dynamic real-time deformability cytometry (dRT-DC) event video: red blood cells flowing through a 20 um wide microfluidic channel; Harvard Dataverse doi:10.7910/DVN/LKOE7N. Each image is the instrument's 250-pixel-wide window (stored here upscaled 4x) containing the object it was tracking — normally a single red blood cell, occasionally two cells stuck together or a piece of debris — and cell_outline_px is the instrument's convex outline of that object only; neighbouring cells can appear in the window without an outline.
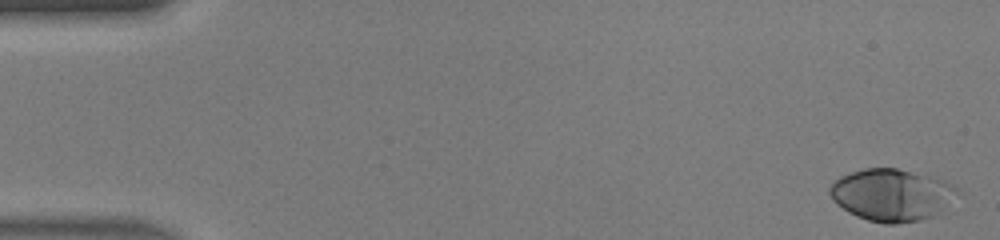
{"species": "human", "species_latin": "Homo sapiens", "temperature_condition": "warm", "stored_images_in_passage": 46, "camera_frame_rate_fps": 3000, "um_per_image_px": 0.085, "donor": {"sex": "male"}, "frame": {"image": 1, "passage_image": 1, "time_ms": 0.0, "image_size_px": [1000, 240], "cell_outline_px": [[960, 192], [932, 216], [920, 220], [896, 224], [884, 224], [868, 220], [856, 216], [848, 212], [836, 204], [832, 200], [828, 192], [828, 188], [840, 176], [864, 168], [896, 168], [928, 172], [960, 188]], "centroid_in_image_um": [75.8, 16.53], "position_along_channel_um": 9.2, "area_um2": 39.19}}
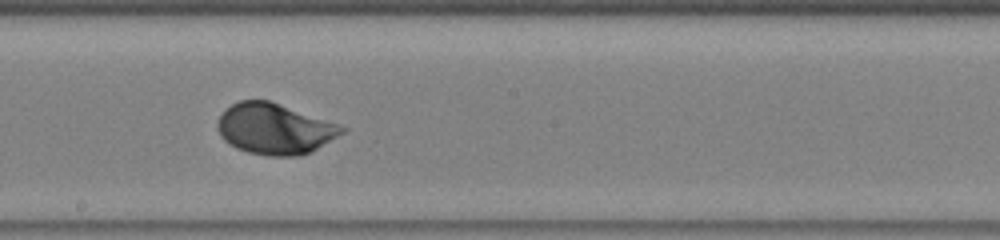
{"frame": {"image": 2, "passage_image": 26, "time_ms": 8.333, "image_size_px": [1000, 240], "cell_outline_px": [[348, 128], [344, 132], [312, 152], [300, 156], [268, 156], [248, 152], [236, 148], [224, 140], [220, 136], [216, 128], [216, 124], [220, 116], [232, 104], [240, 100], [268, 100], [340, 124]], "centroid_in_image_um": [23.35, 10.96], "position_along_channel_um": 224.8, "area_um2": 36.88}}
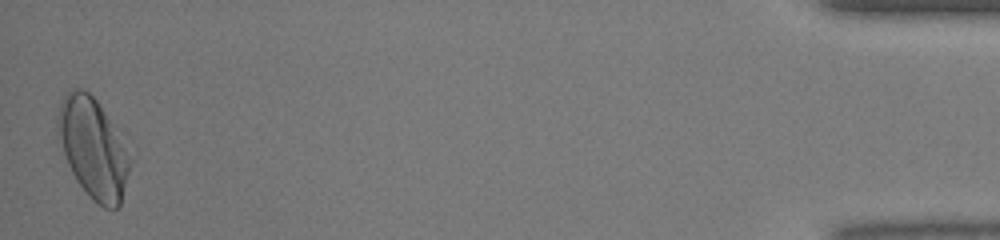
{"frame": {"image": 3, "passage_image": 46, "time_ms": 15.0, "image_size_px": [1000, 240], "cell_outline_px": [[132, 160], [120, 204], [116, 208], [104, 208], [92, 200], [88, 196], [76, 180], [68, 164], [56, 136], [56, 116], [60, 100], [68, 88], [80, 88], [88, 92], [96, 100]], "centroid_in_image_um": [7.83, 12.59], "position_along_channel_um": 427.4, "area_um2": 41.67}, "authors_computed_cell_mechanics": {"area_um2": 36.125, "velocity_mm_per_s": 4.42, "shape_relaxation_time_tau1_ms": 2.5908, "shape_relaxation_time_tau2_ms": null, "deformation_change_tau1": 0.1758, "deformation_change_tau2": null}}